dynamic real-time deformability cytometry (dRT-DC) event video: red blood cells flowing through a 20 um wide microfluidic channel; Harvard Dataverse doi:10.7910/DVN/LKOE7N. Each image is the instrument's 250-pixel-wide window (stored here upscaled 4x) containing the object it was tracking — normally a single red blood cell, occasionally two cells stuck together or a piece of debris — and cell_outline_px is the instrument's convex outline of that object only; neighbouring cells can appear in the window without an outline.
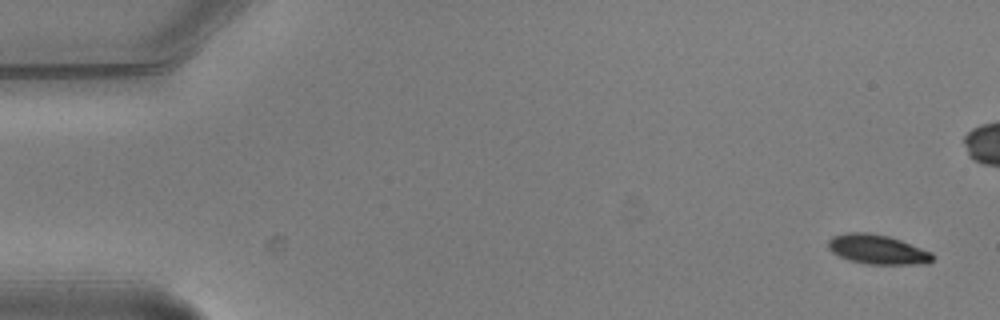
{"species": "common noctule bat (a hibernating species)", "species_latin": "Nyctalus noctula", "temperature_condition": "warm", "stored_images_in_passage": 6, "segment_of_instrument_passage": [1, 2], "camera_frame_rate_fps": 3000, "um_per_image_px": 0.085, "animal": {"sex": "male", "body_mass_g": 20.5, "forearm_length_mm": 52.5}, "frame": {"image": 1, "passage_image": 1, "time_ms": 0.0, "image_size_px": [1000, 320], "cell_outline_px": [[936, 256], [928, 264], [864, 264], [848, 260], [832, 252], [828, 248], [828, 240], [832, 236], [848, 232], [868, 232], [888, 236], [900, 240], [932, 252]], "centroid_in_image_um": [74.59, 21.2], "position_along_channel_um": 10.4, "area_um2": 18.09}}